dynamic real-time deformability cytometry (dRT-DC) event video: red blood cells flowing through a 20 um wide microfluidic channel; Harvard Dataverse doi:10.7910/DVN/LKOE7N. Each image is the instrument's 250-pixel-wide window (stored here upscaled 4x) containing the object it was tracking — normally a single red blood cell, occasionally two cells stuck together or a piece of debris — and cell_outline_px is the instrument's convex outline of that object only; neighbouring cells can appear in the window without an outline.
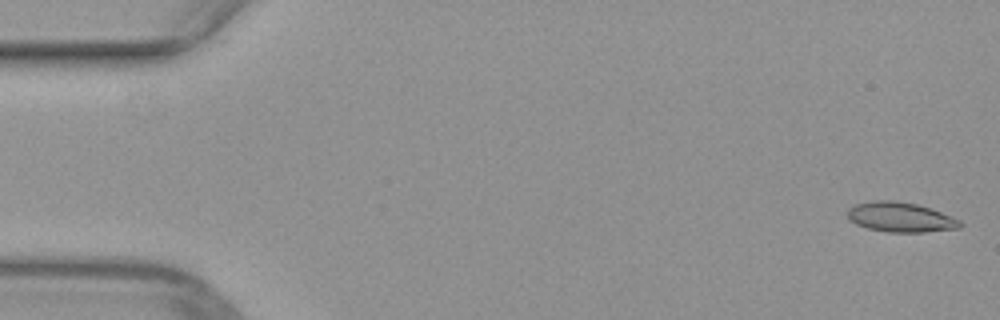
{"species": "common noctule bat (a hibernating species)", "species_latin": "Nyctalus noctula", "temperature_condition": "warm", "stored_images_in_passage": 50, "camera_frame_rate_fps": 3000, "um_per_image_px": 0.085, "animal": {"sex": "female", "body_mass_g": 29.2, "forearm_length_mm": 56.3}, "frame": {"image": 1, "passage_image": 1, "time_ms": 0.0, "image_size_px": [1000, 320], "cell_outline_px": [[964, 224], [960, 228], [924, 232], [888, 232], [868, 228], [856, 224], [848, 220], [848, 208], [856, 204], [872, 200], [896, 200], [916, 204], [932, 208], [960, 220]], "centroid_in_image_um": [76.55, 18.45], "position_along_channel_um": 8.5, "area_um2": 19.71}}
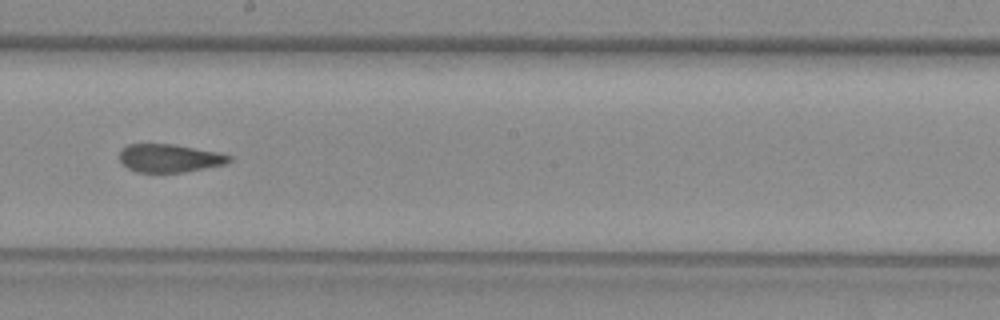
{"frame": {"image": 2, "passage_image": 28, "time_ms": 9.0, "image_size_px": [1000, 320], "cell_outline_px": [[232, 160], [228, 164], [184, 172], [136, 172], [128, 168], [120, 160], [120, 148], [128, 144], [172, 144], [220, 152], [232, 156]], "centroid_in_image_um": [14.45, 13.44], "position_along_channel_um": 233.8, "area_um2": 18.15}}
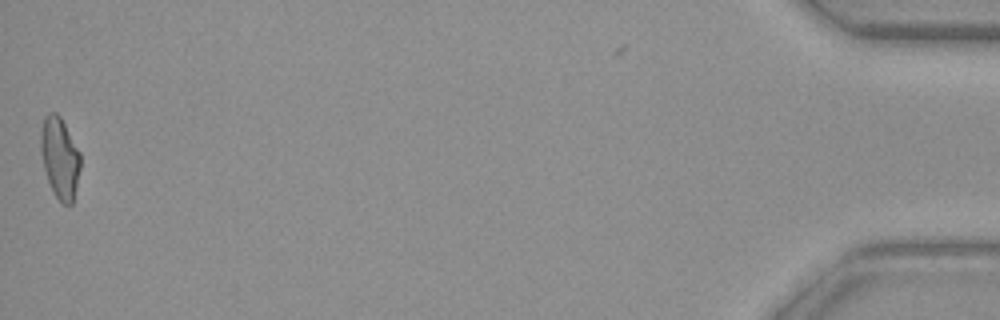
{"frame": {"image": 3, "passage_image": 50, "time_ms": 16.333, "image_size_px": [1000, 320], "cell_outline_px": [[80, 168], [72, 204], [68, 208], [60, 204], [52, 192], [44, 168], [40, 152], [40, 132], [44, 116], [48, 112], [56, 112], [60, 116], [80, 152]], "centroid_in_image_um": [5.07, 13.45], "position_along_channel_um": 430.1, "area_um2": 19.07}}